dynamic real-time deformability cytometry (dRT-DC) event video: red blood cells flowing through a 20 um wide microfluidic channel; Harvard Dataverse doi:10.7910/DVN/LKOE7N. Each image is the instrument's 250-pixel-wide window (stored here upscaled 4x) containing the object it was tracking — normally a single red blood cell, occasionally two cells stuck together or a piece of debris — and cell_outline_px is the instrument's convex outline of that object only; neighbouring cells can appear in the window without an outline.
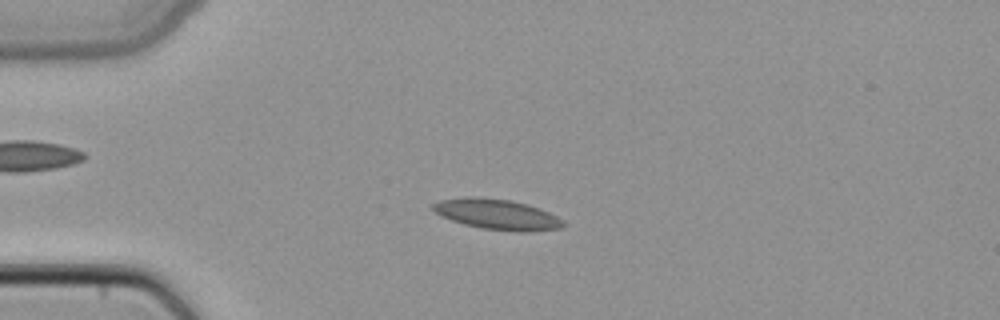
{"species": "common noctule bat (a hibernating species)", "species_latin": "Nyctalus noctula", "temperature_condition": "cold", "stored_images_in_passage": 33, "camera_frame_rate_fps": 3000, "um_per_image_px": 0.085, "animal": {"sex": "female", "body_mass_g": 22.7, "forearm_length_mm": 54.2}, "frame": {"image": 1, "passage_image": 2, "time_ms": 0.333, "image_size_px": [1000, 320], "cell_outline_px": [[564, 224], [560, 228], [532, 232], [520, 232], [480, 228], [464, 224], [440, 216], [432, 208], [432, 204], [440, 200], [468, 196], [476, 196], [512, 200], [528, 204], [540, 208], [564, 220]], "centroid_in_image_um": [42.26, 18.21], "position_along_channel_um": 42.7, "area_um2": 23.29}}
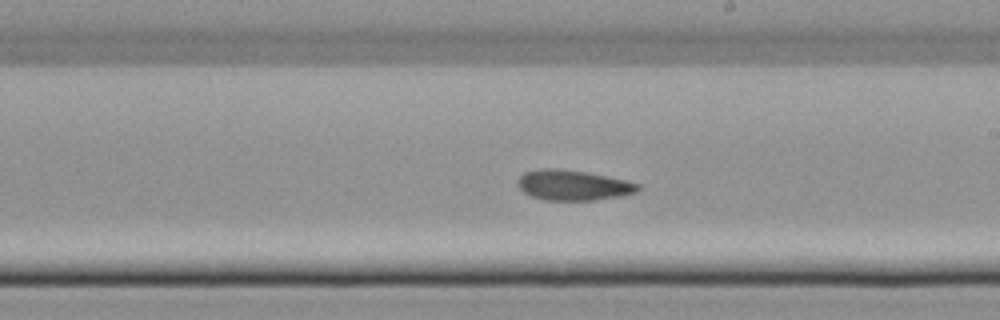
{"frame": {"image": 2, "passage_image": 18, "time_ms": 5.667, "image_size_px": [1000, 320], "cell_outline_px": [[640, 188], [636, 192], [620, 196], [592, 200], [544, 200], [532, 196], [524, 192], [516, 184], [516, 180], [524, 172], [540, 168], [556, 168], [588, 172], [624, 180], [640, 184]], "centroid_in_image_um": [48.67, 15.73], "position_along_channel_um": 240.3, "area_um2": 21.21}}
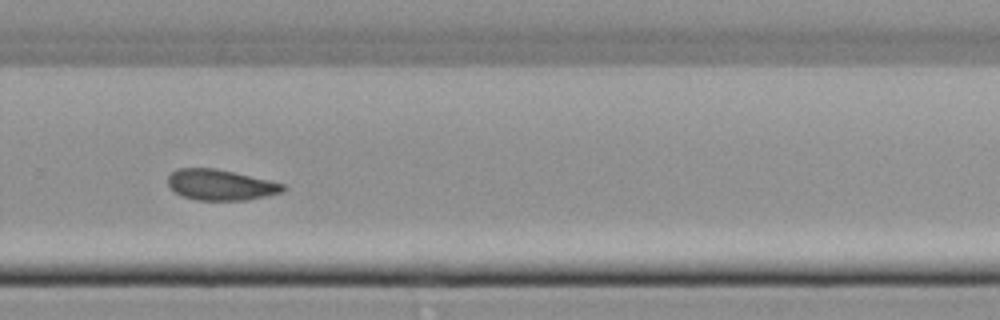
{"frame": {"image": 3, "passage_image": 23, "time_ms": 7.333, "image_size_px": [1000, 320], "cell_outline_px": [[288, 188], [284, 192], [244, 200], [196, 200], [184, 196], [176, 192], [168, 184], [168, 176], [176, 168], [216, 168], [268, 180], [284, 184]], "centroid_in_image_um": [18.76, 15.71], "position_along_channel_um": 311.0, "area_um2": 20.46}}